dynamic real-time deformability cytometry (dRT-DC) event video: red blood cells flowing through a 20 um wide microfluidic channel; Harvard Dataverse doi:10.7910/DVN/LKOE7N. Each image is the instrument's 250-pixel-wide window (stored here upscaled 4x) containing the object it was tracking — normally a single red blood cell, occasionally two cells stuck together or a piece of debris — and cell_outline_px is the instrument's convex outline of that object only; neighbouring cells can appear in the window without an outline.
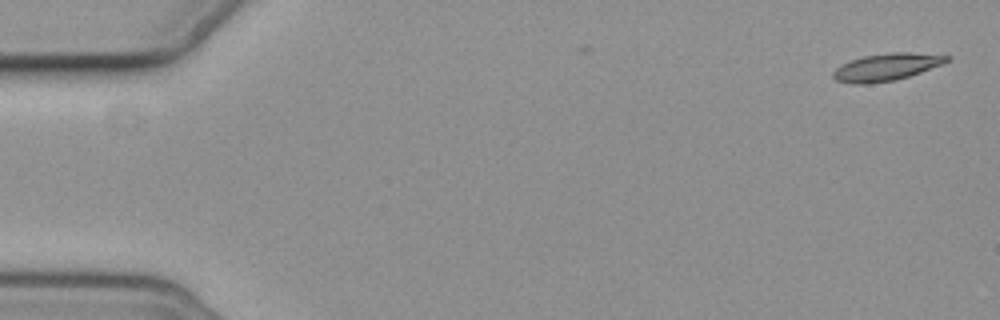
{"species": "common noctule bat (a hibernating species)", "species_latin": "Nyctalus noctula", "temperature_condition": "cold", "stored_images_in_passage": 3, "camera_frame_rate_fps": 3000, "um_per_image_px": 0.085, "animal": {"sex": "female", "body_mass_g": 19.3, "forearm_length_mm": 54.1}, "frame": {"image": 1, "passage_image": 1, "time_ms": 0.0, "image_size_px": [1000, 320], "cell_outline_px": [[952, 56], [944, 64], [896, 80], [864, 84], [852, 84], [836, 80], [832, 76], [832, 72], [840, 64], [864, 56], [892, 52], [912, 52]], "centroid_in_image_um": [75.34, 5.7], "position_along_channel_um": 9.7, "area_um2": 18.03}}